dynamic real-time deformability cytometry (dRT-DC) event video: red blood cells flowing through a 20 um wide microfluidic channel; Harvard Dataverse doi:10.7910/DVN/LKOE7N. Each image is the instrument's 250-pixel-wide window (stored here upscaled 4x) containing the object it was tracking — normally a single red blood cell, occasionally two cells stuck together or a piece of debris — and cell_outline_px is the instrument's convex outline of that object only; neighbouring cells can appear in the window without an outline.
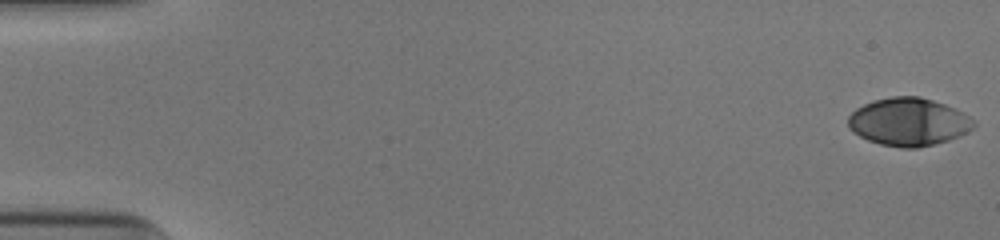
{"species": "human", "species_latin": "Homo sapiens", "temperature_condition": "cold", "stored_images_in_passage": 53, "camera_frame_rate_fps": 3000, "um_per_image_px": 0.085, "donor": {"sex": "male"}, "frame": {"image": 1, "passage_image": 1, "time_ms": 0.0, "image_size_px": [1000, 240], "cell_outline_px": [[976, 124], [968, 132], [960, 136], [948, 140], [916, 148], [904, 148], [880, 144], [868, 140], [860, 136], [848, 128], [848, 116], [856, 108], [872, 100], [892, 96], [920, 96], [944, 104], [968, 116]], "centroid_in_image_um": [77.19, 10.35], "position_along_channel_um": 7.8, "area_um2": 34.85}}
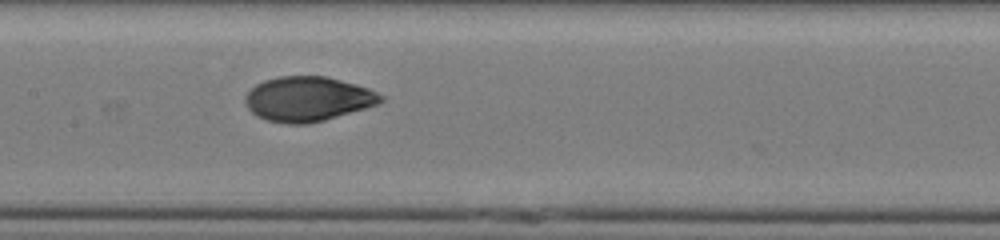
{"frame": {"image": 2, "passage_image": 27, "time_ms": 8.667, "image_size_px": [1000, 240], "cell_outline_px": [[384, 100], [376, 104], [364, 108], [324, 120], [308, 124], [288, 124], [268, 120], [256, 116], [248, 108], [244, 100], [244, 96], [256, 84], [264, 80], [280, 76], [328, 76], [356, 84], [368, 88], [384, 96]], "centroid_in_image_um": [26.14, 8.4], "position_along_channel_um": 181.3, "area_um2": 35.2}}
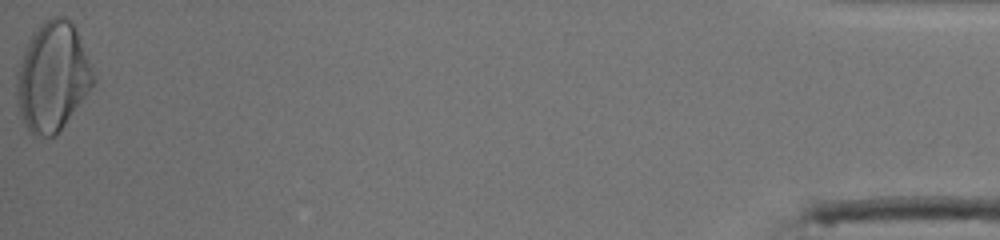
{"frame": {"image": 3, "passage_image": 53, "time_ms": 17.333, "image_size_px": [1000, 240], "cell_outline_px": [[96, 80], [56, 136], [36, 136], [24, 124], [16, 104], [16, 72], [24, 48], [32, 32], [44, 20], [52, 16], [64, 16], [76, 28], [96, 76]], "centroid_in_image_um": [4.45, 6.5], "position_along_channel_um": 430.8, "area_um2": 48.84}, "authors_computed_cell_mechanics": {"area_um2": 35.2002, "velocity_mm_per_s": 3.9379, "shape_relaxation_time_tau1_ms": 4.4842, "shape_relaxation_time_tau2_ms": 1.1891, "deformation_change_tau1": 0.2071, "deformation_change_tau2": 0.0439}}